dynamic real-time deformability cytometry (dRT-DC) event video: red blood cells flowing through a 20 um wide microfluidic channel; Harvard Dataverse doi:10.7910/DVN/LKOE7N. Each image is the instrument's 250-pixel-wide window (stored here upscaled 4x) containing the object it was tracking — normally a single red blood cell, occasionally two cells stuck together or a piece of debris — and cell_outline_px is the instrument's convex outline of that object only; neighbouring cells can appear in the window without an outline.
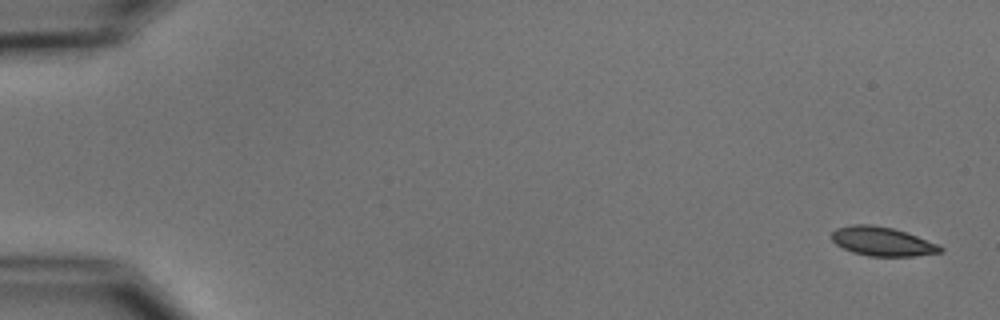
{"species": "common noctule bat (a hibernating species)", "species_latin": "Nyctalus noctula", "temperature_condition": "cold", "stored_images_in_passage": 5, "camera_frame_rate_fps": 3000, "um_per_image_px": 0.085, "animal": {"sex": "male", "body_mass_g": 15.6}, "frame": {"image": 1, "passage_image": 1, "time_ms": 0.0, "image_size_px": [1000, 320], "cell_outline_px": [[944, 252], [912, 256], [868, 256], [852, 252], [836, 244], [832, 240], [832, 232], [836, 228], [852, 224], [872, 224], [892, 228], [916, 236], [936, 244], [944, 248]], "centroid_in_image_um": [74.97, 20.52], "position_along_channel_um": 10.0, "area_um2": 18.21}}
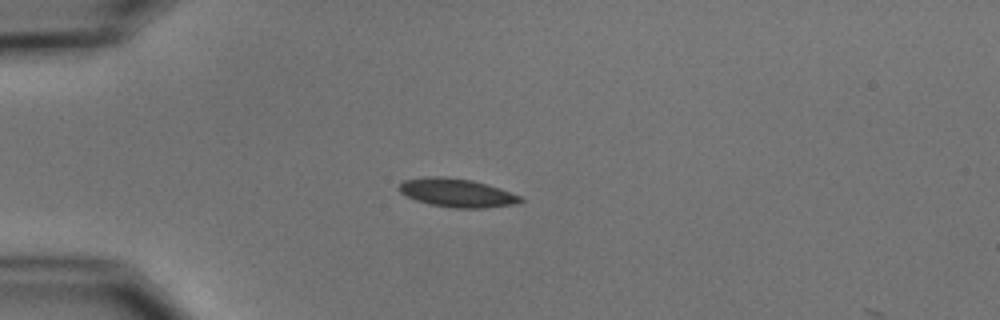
{"frame": {"image": 2, "passage_image": 4, "time_ms": 4.333, "image_size_px": [1000, 320], "cell_outline_px": [[524, 200], [516, 204], [484, 208], [452, 208], [428, 204], [416, 200], [400, 192], [396, 188], [404, 180], [424, 176], [444, 176], [472, 180], [488, 184], [500, 188], [520, 196]], "centroid_in_image_um": [38.82, 16.38], "position_along_channel_um": 46.2, "area_um2": 20.35}}